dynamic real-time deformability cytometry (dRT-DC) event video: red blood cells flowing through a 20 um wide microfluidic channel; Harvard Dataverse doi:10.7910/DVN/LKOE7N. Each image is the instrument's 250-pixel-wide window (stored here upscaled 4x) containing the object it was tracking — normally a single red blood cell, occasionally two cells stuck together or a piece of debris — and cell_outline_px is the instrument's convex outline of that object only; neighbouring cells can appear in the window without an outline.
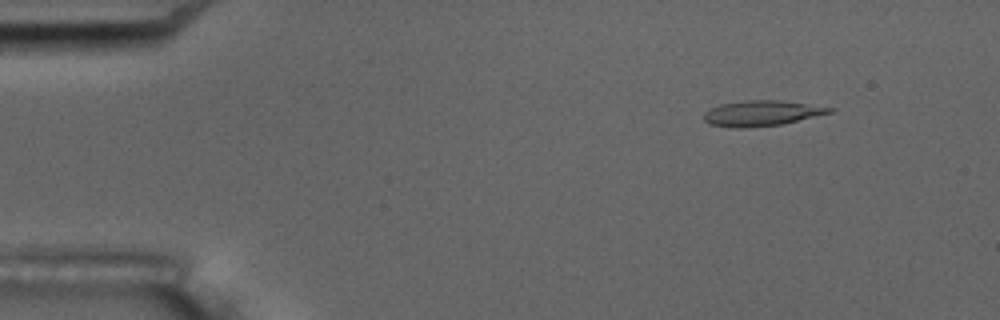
{"species": "common noctule bat (a hibernating species)", "species_latin": "Nyctalus noctula", "temperature_condition": "room temperature", "stored_images_in_passage": 5, "camera_frame_rate_fps": 3000, "um_per_image_px": 0.085, "animal": {"sex": "male", "body_mass_g": 17.5, "forearm_length_mm": 52.3}, "frame": {"image": 1, "passage_image": 2, "time_ms": 1.333, "image_size_px": [1000, 320], "cell_outline_px": [[836, 108], [832, 112], [780, 124], [744, 128], [732, 128], [708, 124], [704, 120], [704, 112], [720, 104], [748, 100], [780, 100]], "centroid_in_image_um": [64.7, 9.62], "position_along_channel_um": 20.3, "area_um2": 18.44}}
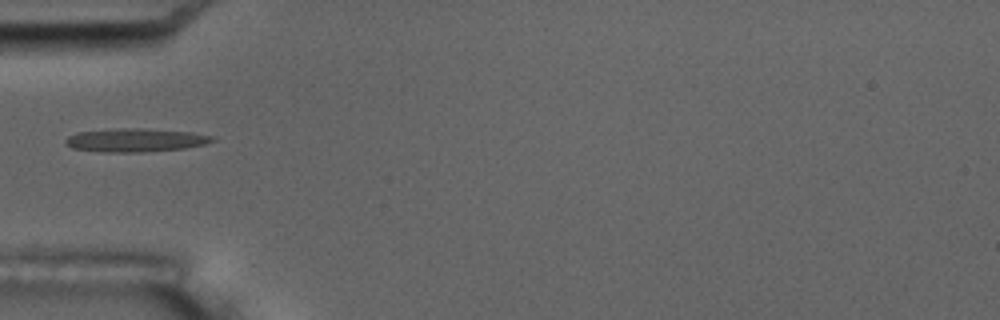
{"frame": {"image": 2, "passage_image": 5, "time_ms": 5.333, "image_size_px": [1000, 320], "cell_outline_px": [[216, 140], [204, 144], [184, 148], [144, 152], [100, 152], [72, 148], [64, 140], [68, 136], [76, 132], [120, 128], [140, 128], [188, 132], [216, 136]], "centroid_in_image_um": [11.51, 11.91], "position_along_channel_um": 73.5, "area_um2": 20.0}}